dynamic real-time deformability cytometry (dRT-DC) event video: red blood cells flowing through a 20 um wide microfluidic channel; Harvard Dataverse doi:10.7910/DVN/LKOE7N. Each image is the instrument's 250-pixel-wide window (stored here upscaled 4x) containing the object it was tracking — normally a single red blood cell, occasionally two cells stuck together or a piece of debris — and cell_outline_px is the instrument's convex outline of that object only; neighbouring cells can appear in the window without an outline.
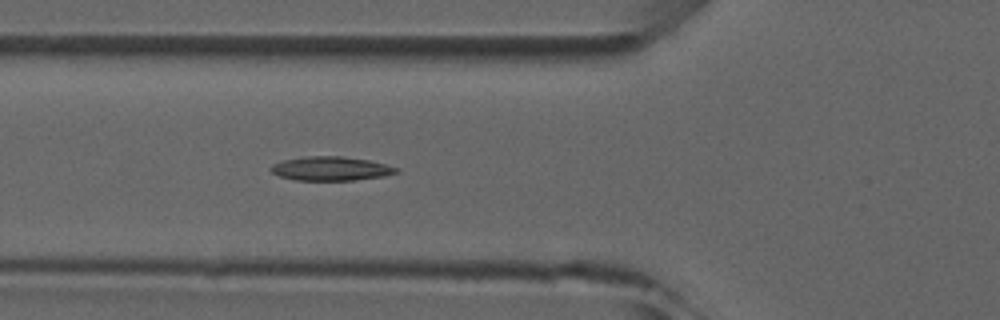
{"species": "common noctule bat (a hibernating species)", "species_latin": "Nyctalus noctula", "temperature_condition": "room temperature", "stored_images_in_passage": 4, "camera_frame_rate_fps": 3000, "um_per_image_px": 0.085, "animal": {"sex": "male", "forearm_length_mm": 52.5}, "frame": {"image": 1, "passage_image": 4, "time_ms": 4.333, "image_size_px": [1000, 320], "cell_outline_px": [[400, 172], [384, 176], [356, 180], [296, 180], [280, 176], [272, 172], [268, 168], [272, 164], [280, 160], [304, 156], [340, 156], [368, 160], [400, 168]], "centroid_in_image_um": [28.1, 14.32], "position_along_channel_um": 97.7, "area_um2": 17.69}}